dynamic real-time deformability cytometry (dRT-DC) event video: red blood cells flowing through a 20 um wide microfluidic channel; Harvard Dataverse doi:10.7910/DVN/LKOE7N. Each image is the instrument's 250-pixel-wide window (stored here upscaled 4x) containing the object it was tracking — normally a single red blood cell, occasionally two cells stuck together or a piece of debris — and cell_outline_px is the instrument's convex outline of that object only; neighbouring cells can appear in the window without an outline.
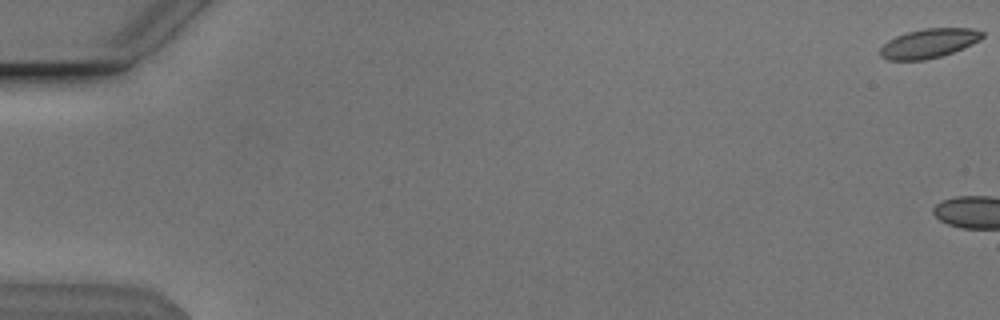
{"species": "Egyptian fruit bat (a non-hibernating species)", "species_latin": "Rousettus aegyptiacus", "temperature_condition": "cold", "stored_images_in_passage": 4, "camera_frame_rate_fps": 3000, "um_per_image_px": 0.085, "animal": {"sex": "male"}, "frame": {"image": 1, "passage_image": 1, "time_ms": 0.0, "image_size_px": [1000, 320], "cell_outline_px": [[984, 36], [980, 40], [972, 44], [952, 52], [940, 56], [924, 60], [888, 60], [880, 56], [880, 48], [888, 40], [896, 36], [908, 32], [924, 28], [972, 28], [984, 32]], "centroid_in_image_um": [78.95, 3.68], "position_along_channel_um": 6.0, "area_um2": 17.34}}